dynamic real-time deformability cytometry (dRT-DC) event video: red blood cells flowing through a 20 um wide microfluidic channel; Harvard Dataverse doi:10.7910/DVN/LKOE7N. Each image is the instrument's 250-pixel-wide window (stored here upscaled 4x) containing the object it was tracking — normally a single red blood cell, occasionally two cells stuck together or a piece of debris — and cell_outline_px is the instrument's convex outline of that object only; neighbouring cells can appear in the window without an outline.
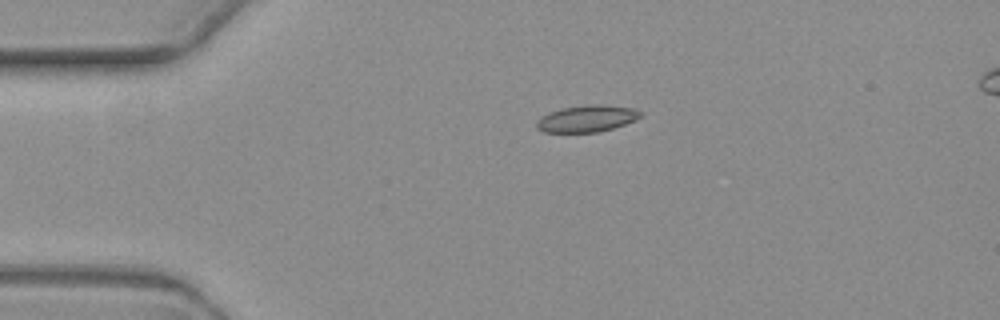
{"species": "common noctule bat (a hibernating species)", "species_latin": "Nyctalus noctula", "temperature_condition": "warm", "stored_images_in_passage": 5, "camera_frame_rate_fps": 3000, "um_per_image_px": 0.085, "animal": {"sex": "female", "body_mass_g": 19.3, "forearm_length_mm": 54.1}, "frame": {"image": 1, "passage_image": 5, "time_ms": 4.667, "image_size_px": [1000, 320], "cell_outline_px": [[640, 116], [636, 120], [612, 128], [596, 132], [544, 132], [536, 128], [536, 120], [548, 112], [560, 108], [584, 104], [600, 104], [636, 108], [640, 112]], "centroid_in_image_um": [49.85, 10.06], "position_along_channel_um": 35.2, "area_um2": 16.3}}